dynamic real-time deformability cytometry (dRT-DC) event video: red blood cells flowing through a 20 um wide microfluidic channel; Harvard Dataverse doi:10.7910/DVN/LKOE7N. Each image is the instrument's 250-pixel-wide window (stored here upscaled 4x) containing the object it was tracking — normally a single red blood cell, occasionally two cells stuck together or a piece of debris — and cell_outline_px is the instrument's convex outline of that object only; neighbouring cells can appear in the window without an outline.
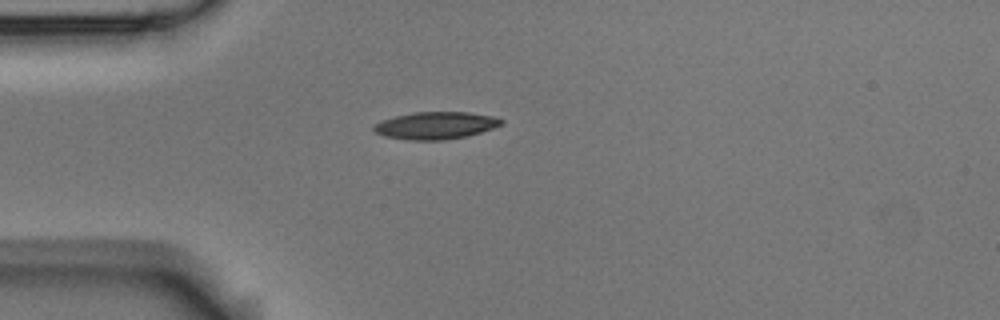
{"species": "Egyptian fruit bat (a non-hibernating species)", "species_latin": "Rousettus aegyptiacus", "temperature_condition": "room temperature", "stored_images_in_passage": 2, "camera_frame_rate_fps": 3000, "um_per_image_px": 0.085, "animal": {"sex": "male"}, "frame": {"image": 1, "passage_image": 1, "time_ms": 0.0, "image_size_px": [1000, 320], "cell_outline_px": [[504, 124], [468, 136], [440, 140], [412, 140], [384, 136], [376, 132], [372, 128], [380, 120], [412, 112], [468, 112], [492, 116], [504, 120]], "centroid_in_image_um": [37.04, 10.66], "position_along_channel_um": 48.0, "area_um2": 20.17}}